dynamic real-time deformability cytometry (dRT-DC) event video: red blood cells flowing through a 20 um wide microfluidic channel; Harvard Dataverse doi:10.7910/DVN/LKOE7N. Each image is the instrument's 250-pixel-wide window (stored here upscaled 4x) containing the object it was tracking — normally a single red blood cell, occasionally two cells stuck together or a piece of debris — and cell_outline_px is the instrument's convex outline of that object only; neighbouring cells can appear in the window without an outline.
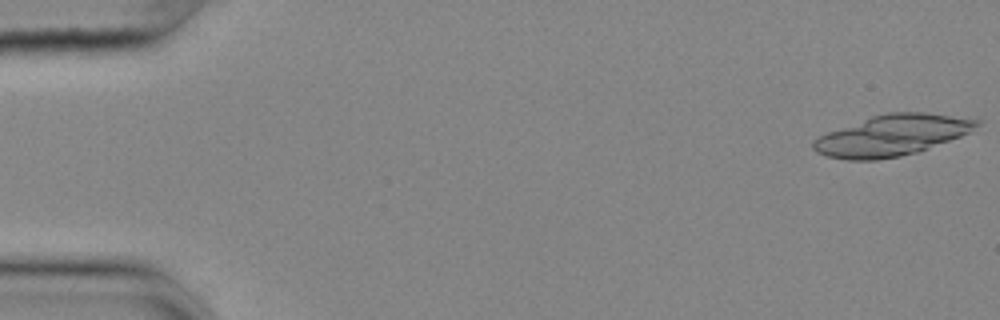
{"species": "common noctule bat (a hibernating species)", "species_latin": "Nyctalus noctula", "temperature_condition": "cold", "stored_images_in_passage": 32, "segment_of_instrument_passage": [1, 2], "camera_frame_rate_fps": 3000, "um_per_image_px": 0.085, "animal": {"sex": "female", "body_mass_g": 25.1}, "frame": {"image": 1, "passage_image": 1, "time_ms": 0.0, "image_size_px": [1000, 320], "cell_outline_px": [[980, 124], [968, 132], [960, 136], [916, 152], [900, 156], [876, 160], [848, 160], [828, 156], [816, 152], [812, 148], [812, 140], [828, 132], [872, 116], [888, 112], [924, 112], [980, 120]], "centroid_in_image_um": [75.77, 11.51], "position_along_channel_um": 9.2, "area_um2": 38.32}}
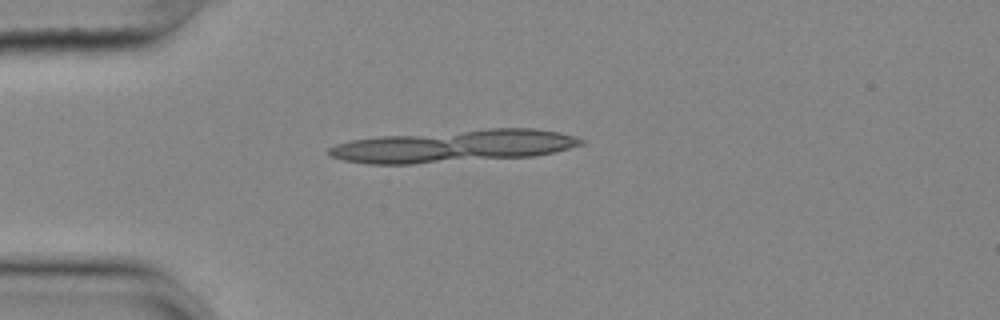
{"frame": {"image": 2, "passage_image": 14, "time_ms": 4.333, "image_size_px": [1000, 320], "cell_outline_px": [[588, 140], [584, 144], [552, 152], [532, 156], [412, 164], [368, 164], [344, 160], [332, 156], [328, 152], [328, 148], [336, 144], [352, 140], [380, 136], [488, 128], [536, 128], [560, 132]], "centroid_in_image_um": [38.6, 12.41], "position_along_channel_um": 46.4, "area_um2": 47.45}}